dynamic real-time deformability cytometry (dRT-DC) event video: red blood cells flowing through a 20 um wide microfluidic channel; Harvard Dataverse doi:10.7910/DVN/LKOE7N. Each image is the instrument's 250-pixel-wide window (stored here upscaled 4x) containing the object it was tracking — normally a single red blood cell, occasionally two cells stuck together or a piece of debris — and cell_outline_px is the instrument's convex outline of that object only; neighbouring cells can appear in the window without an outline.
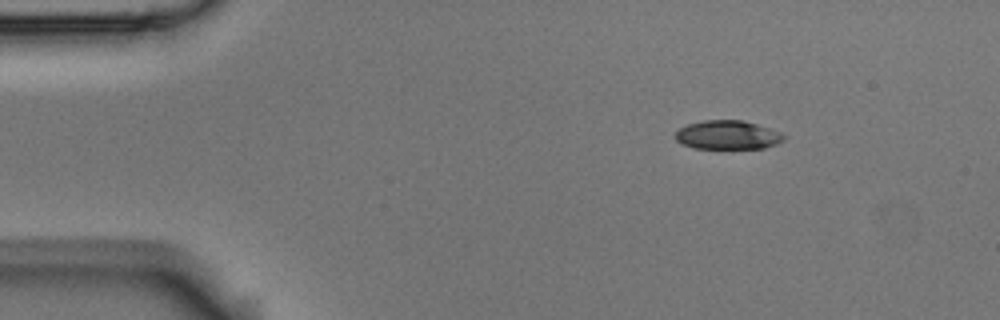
{"species": "Egyptian fruit bat (a non-hibernating species)", "species_latin": "Rousettus aegyptiacus", "temperature_condition": "room temperature", "stored_images_in_passage": 5, "camera_frame_rate_fps": 3000, "um_per_image_px": 0.085, "animal": {"sex": "male"}, "frame": {"image": 1, "passage_image": 2, "time_ms": 0.333, "image_size_px": [1000, 320], "cell_outline_px": [[788, 136], [784, 140], [776, 144], [764, 148], [692, 148], [680, 144], [672, 136], [680, 128], [688, 124], [704, 120], [744, 120], [780, 132]], "centroid_in_image_um": [61.83, 11.47], "position_along_channel_um": 23.2, "area_um2": 18.38}}
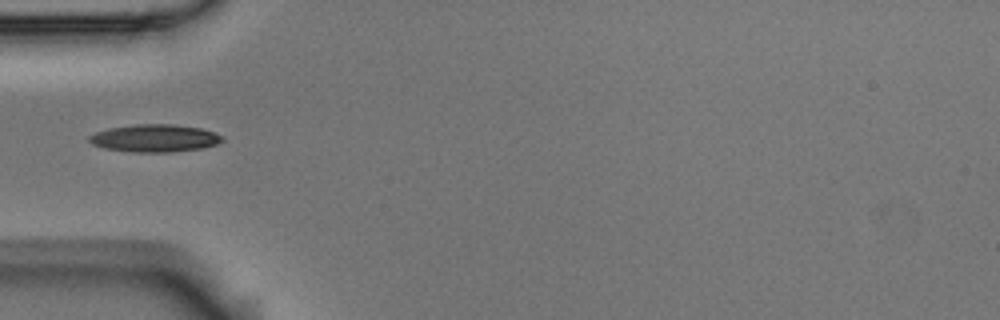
{"frame": {"image": 2, "passage_image": 5, "time_ms": 1.333, "image_size_px": [1000, 320], "cell_outline_px": [[224, 140], [216, 144], [200, 148], [172, 152], [132, 152], [104, 148], [92, 144], [88, 140], [88, 136], [96, 132], [108, 128], [136, 124], [172, 124], [200, 128], [224, 136]], "centroid_in_image_um": [13.12, 11.74], "position_along_channel_um": 71.9, "area_um2": 21.33}}